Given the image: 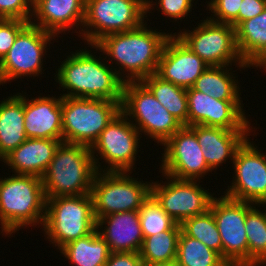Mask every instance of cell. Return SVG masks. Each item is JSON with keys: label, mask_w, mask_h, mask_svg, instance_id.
Returning <instances> with one entry per match:
<instances>
[{"label": "cell", "mask_w": 266, "mask_h": 266, "mask_svg": "<svg viewBox=\"0 0 266 266\" xmlns=\"http://www.w3.org/2000/svg\"><path fill=\"white\" fill-rule=\"evenodd\" d=\"M147 26L144 22L135 29L110 34L90 48L106 54L104 59L108 58L111 67L116 62L119 68L115 65L114 70L124 82L141 81L156 73L164 44L172 34Z\"/></svg>", "instance_id": "obj_1"}, {"label": "cell", "mask_w": 266, "mask_h": 266, "mask_svg": "<svg viewBox=\"0 0 266 266\" xmlns=\"http://www.w3.org/2000/svg\"><path fill=\"white\" fill-rule=\"evenodd\" d=\"M79 49L70 52L57 68L55 81L67 93L62 97L122 101L124 81L106 59L96 56L95 50Z\"/></svg>", "instance_id": "obj_2"}, {"label": "cell", "mask_w": 266, "mask_h": 266, "mask_svg": "<svg viewBox=\"0 0 266 266\" xmlns=\"http://www.w3.org/2000/svg\"><path fill=\"white\" fill-rule=\"evenodd\" d=\"M46 214V197L42 178L12 174L0 179V225L2 235L11 234L23 227H43Z\"/></svg>", "instance_id": "obj_3"}, {"label": "cell", "mask_w": 266, "mask_h": 266, "mask_svg": "<svg viewBox=\"0 0 266 266\" xmlns=\"http://www.w3.org/2000/svg\"><path fill=\"white\" fill-rule=\"evenodd\" d=\"M96 173L90 147L61 142L41 177L45 197L90 194Z\"/></svg>", "instance_id": "obj_4"}, {"label": "cell", "mask_w": 266, "mask_h": 266, "mask_svg": "<svg viewBox=\"0 0 266 266\" xmlns=\"http://www.w3.org/2000/svg\"><path fill=\"white\" fill-rule=\"evenodd\" d=\"M154 4L153 0H86L82 40L89 47L110 34L135 29L146 22Z\"/></svg>", "instance_id": "obj_5"}, {"label": "cell", "mask_w": 266, "mask_h": 266, "mask_svg": "<svg viewBox=\"0 0 266 266\" xmlns=\"http://www.w3.org/2000/svg\"><path fill=\"white\" fill-rule=\"evenodd\" d=\"M45 238L61 249L68 243L92 233L96 229L91 194L58 196L46 199L43 224Z\"/></svg>", "instance_id": "obj_6"}, {"label": "cell", "mask_w": 266, "mask_h": 266, "mask_svg": "<svg viewBox=\"0 0 266 266\" xmlns=\"http://www.w3.org/2000/svg\"><path fill=\"white\" fill-rule=\"evenodd\" d=\"M122 101L62 97L63 142L87 147L121 111Z\"/></svg>", "instance_id": "obj_7"}, {"label": "cell", "mask_w": 266, "mask_h": 266, "mask_svg": "<svg viewBox=\"0 0 266 266\" xmlns=\"http://www.w3.org/2000/svg\"><path fill=\"white\" fill-rule=\"evenodd\" d=\"M121 111L141 135L144 133L149 139L160 143L159 145H163L184 126L141 81L124 83Z\"/></svg>", "instance_id": "obj_8"}, {"label": "cell", "mask_w": 266, "mask_h": 266, "mask_svg": "<svg viewBox=\"0 0 266 266\" xmlns=\"http://www.w3.org/2000/svg\"><path fill=\"white\" fill-rule=\"evenodd\" d=\"M131 173L101 171L95 174L90 194L96 220L118 212L137 211L150 197L152 181L133 178Z\"/></svg>", "instance_id": "obj_9"}, {"label": "cell", "mask_w": 266, "mask_h": 266, "mask_svg": "<svg viewBox=\"0 0 266 266\" xmlns=\"http://www.w3.org/2000/svg\"><path fill=\"white\" fill-rule=\"evenodd\" d=\"M191 31L175 34L191 51L209 66H232L242 69L250 66L242 60L236 45L235 28L231 24L217 23L206 18Z\"/></svg>", "instance_id": "obj_10"}, {"label": "cell", "mask_w": 266, "mask_h": 266, "mask_svg": "<svg viewBox=\"0 0 266 266\" xmlns=\"http://www.w3.org/2000/svg\"><path fill=\"white\" fill-rule=\"evenodd\" d=\"M141 137L138 129L120 111L90 148L96 171L132 172L135 161H137L136 155L139 152ZM100 158L108 164L107 168L103 166L104 170L103 167L101 168Z\"/></svg>", "instance_id": "obj_11"}, {"label": "cell", "mask_w": 266, "mask_h": 266, "mask_svg": "<svg viewBox=\"0 0 266 266\" xmlns=\"http://www.w3.org/2000/svg\"><path fill=\"white\" fill-rule=\"evenodd\" d=\"M56 36L30 22L19 32L13 46L0 61V85L23 77L43 74V60ZM49 44V45H47Z\"/></svg>", "instance_id": "obj_12"}, {"label": "cell", "mask_w": 266, "mask_h": 266, "mask_svg": "<svg viewBox=\"0 0 266 266\" xmlns=\"http://www.w3.org/2000/svg\"><path fill=\"white\" fill-rule=\"evenodd\" d=\"M249 139L237 149L231 162L235 176L224 196L262 205L266 204V152L259 151Z\"/></svg>", "instance_id": "obj_13"}, {"label": "cell", "mask_w": 266, "mask_h": 266, "mask_svg": "<svg viewBox=\"0 0 266 266\" xmlns=\"http://www.w3.org/2000/svg\"><path fill=\"white\" fill-rule=\"evenodd\" d=\"M162 175L168 182H152L151 195L175 222L181 224L185 219L209 210L214 193L202 188L200 181Z\"/></svg>", "instance_id": "obj_14"}, {"label": "cell", "mask_w": 266, "mask_h": 266, "mask_svg": "<svg viewBox=\"0 0 266 266\" xmlns=\"http://www.w3.org/2000/svg\"><path fill=\"white\" fill-rule=\"evenodd\" d=\"M213 213L222 240V258L226 262L248 266V241L245 231L247 202L226 196L214 197Z\"/></svg>", "instance_id": "obj_15"}, {"label": "cell", "mask_w": 266, "mask_h": 266, "mask_svg": "<svg viewBox=\"0 0 266 266\" xmlns=\"http://www.w3.org/2000/svg\"><path fill=\"white\" fill-rule=\"evenodd\" d=\"M162 147L160 173L176 179L200 181L212 172L203 157L196 134L189 127L183 126L176 131Z\"/></svg>", "instance_id": "obj_16"}, {"label": "cell", "mask_w": 266, "mask_h": 266, "mask_svg": "<svg viewBox=\"0 0 266 266\" xmlns=\"http://www.w3.org/2000/svg\"><path fill=\"white\" fill-rule=\"evenodd\" d=\"M187 103L188 127L204 125L227 130H251L253 128L243 110L242 99L219 100L191 87L187 89Z\"/></svg>", "instance_id": "obj_17"}, {"label": "cell", "mask_w": 266, "mask_h": 266, "mask_svg": "<svg viewBox=\"0 0 266 266\" xmlns=\"http://www.w3.org/2000/svg\"><path fill=\"white\" fill-rule=\"evenodd\" d=\"M208 67L175 34H171L164 44L155 74L164 81L188 89Z\"/></svg>", "instance_id": "obj_18"}, {"label": "cell", "mask_w": 266, "mask_h": 266, "mask_svg": "<svg viewBox=\"0 0 266 266\" xmlns=\"http://www.w3.org/2000/svg\"><path fill=\"white\" fill-rule=\"evenodd\" d=\"M85 5L86 0H35L30 23L56 37L61 33L66 35V31L69 33L76 26L81 37Z\"/></svg>", "instance_id": "obj_19"}, {"label": "cell", "mask_w": 266, "mask_h": 266, "mask_svg": "<svg viewBox=\"0 0 266 266\" xmlns=\"http://www.w3.org/2000/svg\"><path fill=\"white\" fill-rule=\"evenodd\" d=\"M24 94V128L27 138L63 140L62 96L29 98Z\"/></svg>", "instance_id": "obj_20"}, {"label": "cell", "mask_w": 266, "mask_h": 266, "mask_svg": "<svg viewBox=\"0 0 266 266\" xmlns=\"http://www.w3.org/2000/svg\"><path fill=\"white\" fill-rule=\"evenodd\" d=\"M208 167L217 170L224 162H233L237 149L250 136L252 130H227L221 127L192 125Z\"/></svg>", "instance_id": "obj_21"}, {"label": "cell", "mask_w": 266, "mask_h": 266, "mask_svg": "<svg viewBox=\"0 0 266 266\" xmlns=\"http://www.w3.org/2000/svg\"><path fill=\"white\" fill-rule=\"evenodd\" d=\"M96 229L108 244L110 252L139 253L141 250L144 237L139 210L118 212L101 217L96 220Z\"/></svg>", "instance_id": "obj_22"}, {"label": "cell", "mask_w": 266, "mask_h": 266, "mask_svg": "<svg viewBox=\"0 0 266 266\" xmlns=\"http://www.w3.org/2000/svg\"><path fill=\"white\" fill-rule=\"evenodd\" d=\"M63 140L27 138L3 161L14 174L42 177Z\"/></svg>", "instance_id": "obj_23"}, {"label": "cell", "mask_w": 266, "mask_h": 266, "mask_svg": "<svg viewBox=\"0 0 266 266\" xmlns=\"http://www.w3.org/2000/svg\"><path fill=\"white\" fill-rule=\"evenodd\" d=\"M7 97L0 101V161L27 139L24 94L19 92Z\"/></svg>", "instance_id": "obj_24"}, {"label": "cell", "mask_w": 266, "mask_h": 266, "mask_svg": "<svg viewBox=\"0 0 266 266\" xmlns=\"http://www.w3.org/2000/svg\"><path fill=\"white\" fill-rule=\"evenodd\" d=\"M238 53L244 63L254 67L266 55V8L235 28Z\"/></svg>", "instance_id": "obj_25"}, {"label": "cell", "mask_w": 266, "mask_h": 266, "mask_svg": "<svg viewBox=\"0 0 266 266\" xmlns=\"http://www.w3.org/2000/svg\"><path fill=\"white\" fill-rule=\"evenodd\" d=\"M60 253L75 266H104L109 258L108 244L97 229L60 249Z\"/></svg>", "instance_id": "obj_26"}, {"label": "cell", "mask_w": 266, "mask_h": 266, "mask_svg": "<svg viewBox=\"0 0 266 266\" xmlns=\"http://www.w3.org/2000/svg\"><path fill=\"white\" fill-rule=\"evenodd\" d=\"M234 75L230 65L209 66L197 78L192 88L219 100H240L239 81Z\"/></svg>", "instance_id": "obj_27"}, {"label": "cell", "mask_w": 266, "mask_h": 266, "mask_svg": "<svg viewBox=\"0 0 266 266\" xmlns=\"http://www.w3.org/2000/svg\"><path fill=\"white\" fill-rule=\"evenodd\" d=\"M141 82L151 91L153 96L177 118L188 127L187 89L162 80L156 74L143 78Z\"/></svg>", "instance_id": "obj_28"}, {"label": "cell", "mask_w": 266, "mask_h": 266, "mask_svg": "<svg viewBox=\"0 0 266 266\" xmlns=\"http://www.w3.org/2000/svg\"><path fill=\"white\" fill-rule=\"evenodd\" d=\"M258 207L261 204L247 202L248 266H266V209L261 211Z\"/></svg>", "instance_id": "obj_29"}, {"label": "cell", "mask_w": 266, "mask_h": 266, "mask_svg": "<svg viewBox=\"0 0 266 266\" xmlns=\"http://www.w3.org/2000/svg\"><path fill=\"white\" fill-rule=\"evenodd\" d=\"M175 261L178 266H223L226 263L219 253L201 241L187 236L182 230Z\"/></svg>", "instance_id": "obj_30"}, {"label": "cell", "mask_w": 266, "mask_h": 266, "mask_svg": "<svg viewBox=\"0 0 266 266\" xmlns=\"http://www.w3.org/2000/svg\"><path fill=\"white\" fill-rule=\"evenodd\" d=\"M181 229H169L144 238L140 256L143 263H162L176 260Z\"/></svg>", "instance_id": "obj_31"}, {"label": "cell", "mask_w": 266, "mask_h": 266, "mask_svg": "<svg viewBox=\"0 0 266 266\" xmlns=\"http://www.w3.org/2000/svg\"><path fill=\"white\" fill-rule=\"evenodd\" d=\"M180 226L187 236L201 241L222 257V240L215 218L210 210L204 214L185 219Z\"/></svg>", "instance_id": "obj_32"}, {"label": "cell", "mask_w": 266, "mask_h": 266, "mask_svg": "<svg viewBox=\"0 0 266 266\" xmlns=\"http://www.w3.org/2000/svg\"><path fill=\"white\" fill-rule=\"evenodd\" d=\"M139 219L144 238L169 229H181L180 224L162 209L152 195L139 209Z\"/></svg>", "instance_id": "obj_33"}, {"label": "cell", "mask_w": 266, "mask_h": 266, "mask_svg": "<svg viewBox=\"0 0 266 266\" xmlns=\"http://www.w3.org/2000/svg\"><path fill=\"white\" fill-rule=\"evenodd\" d=\"M243 0H210L207 8L214 13L207 16L208 19L217 23L231 24L234 28L238 26V11ZM213 15V16H212Z\"/></svg>", "instance_id": "obj_34"}, {"label": "cell", "mask_w": 266, "mask_h": 266, "mask_svg": "<svg viewBox=\"0 0 266 266\" xmlns=\"http://www.w3.org/2000/svg\"><path fill=\"white\" fill-rule=\"evenodd\" d=\"M28 23L18 19H0V61L13 46L19 32Z\"/></svg>", "instance_id": "obj_35"}, {"label": "cell", "mask_w": 266, "mask_h": 266, "mask_svg": "<svg viewBox=\"0 0 266 266\" xmlns=\"http://www.w3.org/2000/svg\"><path fill=\"white\" fill-rule=\"evenodd\" d=\"M31 0H0V19H18L30 22Z\"/></svg>", "instance_id": "obj_36"}, {"label": "cell", "mask_w": 266, "mask_h": 266, "mask_svg": "<svg viewBox=\"0 0 266 266\" xmlns=\"http://www.w3.org/2000/svg\"><path fill=\"white\" fill-rule=\"evenodd\" d=\"M156 8L159 7L161 9V14L169 17V19H173L176 22L178 20L183 21L186 16L190 15L189 13L192 12V7L194 0H155ZM158 3V4H157Z\"/></svg>", "instance_id": "obj_37"}, {"label": "cell", "mask_w": 266, "mask_h": 266, "mask_svg": "<svg viewBox=\"0 0 266 266\" xmlns=\"http://www.w3.org/2000/svg\"><path fill=\"white\" fill-rule=\"evenodd\" d=\"M143 261L137 252H111L104 266H142Z\"/></svg>", "instance_id": "obj_38"}, {"label": "cell", "mask_w": 266, "mask_h": 266, "mask_svg": "<svg viewBox=\"0 0 266 266\" xmlns=\"http://www.w3.org/2000/svg\"><path fill=\"white\" fill-rule=\"evenodd\" d=\"M266 8V0H243L238 11V25L263 12Z\"/></svg>", "instance_id": "obj_39"}, {"label": "cell", "mask_w": 266, "mask_h": 266, "mask_svg": "<svg viewBox=\"0 0 266 266\" xmlns=\"http://www.w3.org/2000/svg\"><path fill=\"white\" fill-rule=\"evenodd\" d=\"M142 266H178L176 261L162 262V263H143Z\"/></svg>", "instance_id": "obj_40"}, {"label": "cell", "mask_w": 266, "mask_h": 266, "mask_svg": "<svg viewBox=\"0 0 266 266\" xmlns=\"http://www.w3.org/2000/svg\"><path fill=\"white\" fill-rule=\"evenodd\" d=\"M256 68H262L266 72V55L254 66Z\"/></svg>", "instance_id": "obj_41"}, {"label": "cell", "mask_w": 266, "mask_h": 266, "mask_svg": "<svg viewBox=\"0 0 266 266\" xmlns=\"http://www.w3.org/2000/svg\"><path fill=\"white\" fill-rule=\"evenodd\" d=\"M223 266H242V265L236 264V263L226 262Z\"/></svg>", "instance_id": "obj_42"}]
</instances>
